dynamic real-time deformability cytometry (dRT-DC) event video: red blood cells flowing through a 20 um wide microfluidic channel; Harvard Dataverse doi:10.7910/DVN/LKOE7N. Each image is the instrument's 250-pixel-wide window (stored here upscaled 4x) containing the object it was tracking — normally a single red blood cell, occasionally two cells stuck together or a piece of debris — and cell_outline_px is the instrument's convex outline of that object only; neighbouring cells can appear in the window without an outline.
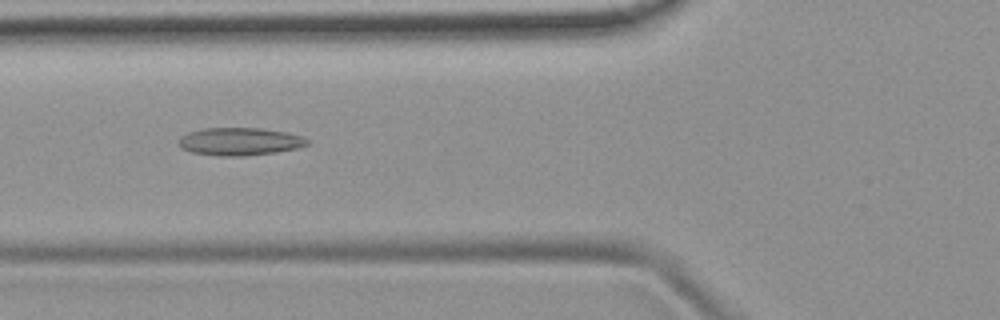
{"species": "common noctule bat (a hibernating species)", "species_latin": "Nyctalus noctula", "temperature_condition": "room temperature", "stored_images_in_passage": 43, "camera_frame_rate_fps": 3000, "um_per_image_px": 0.085, "animal": {"sex": "female", "body_mass_g": 19.9}, "frame": {"image": 1, "passage_image": 11, "time_ms": 3.333, "image_size_px": [1000, 320], "cell_outline_px": [[308, 144], [296, 148], [276, 152], [244, 156], [216, 156], [192, 152], [180, 148], [180, 136], [188, 132], [204, 128], [260, 128], [288, 132], [304, 136], [308, 140]], "centroid_in_image_um": [20.38, 12.02], "position_along_channel_um": 105.4, "area_um2": 20.87}}
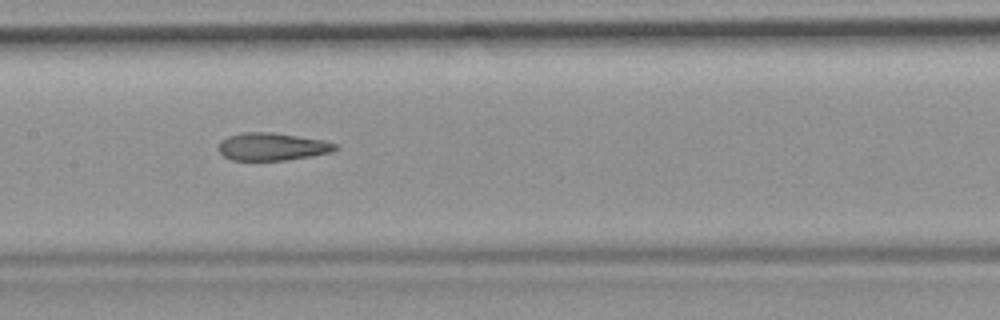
{"frame": {"image": 2, "passage_image": 17, "time_ms": 5.333, "image_size_px": [1000, 320], "cell_outline_px": [[340, 148], [332, 152], [288, 160], [232, 160], [224, 156], [216, 148], [220, 140], [228, 136], [240, 132], [272, 132], [324, 140], [336, 144]], "centroid_in_image_um": [23.11, 12.46], "position_along_channel_um": 184.3, "area_um2": 19.02}}
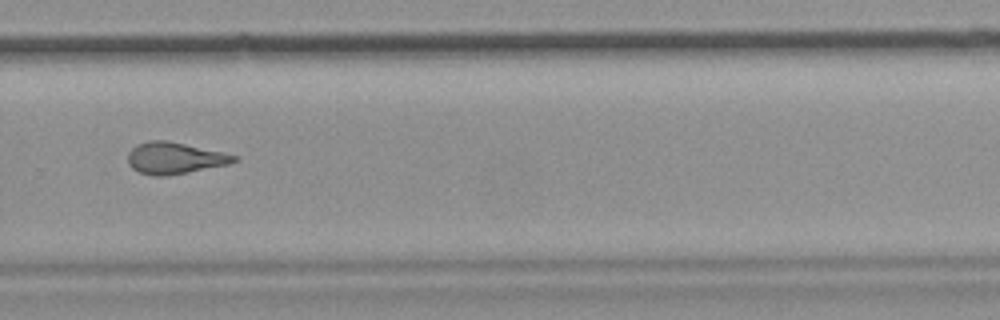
{"frame": {"image": 3, "passage_image": 27, "time_ms": 8.667, "image_size_px": [1000, 320], "cell_outline_px": [[240, 160], [228, 164], [188, 172], [164, 176], [152, 176], [140, 172], [132, 168], [128, 164], [128, 152], [136, 144], [148, 140], [164, 140], [224, 152], [240, 156]], "centroid_in_image_um": [14.85, 13.43], "position_along_channel_um": 314.9, "area_um2": 19.59}, "authors_computed_cell_mechanics": {"area_um2": 19.7098, "velocity_mm_per_s": 3.9364, "shape_relaxation_time_tau1_ms": null, "shape_relaxation_time_tau2_ms": 1.8411, "deformation_change_tau1": null, "deformation_change_tau2": 0.1129}}